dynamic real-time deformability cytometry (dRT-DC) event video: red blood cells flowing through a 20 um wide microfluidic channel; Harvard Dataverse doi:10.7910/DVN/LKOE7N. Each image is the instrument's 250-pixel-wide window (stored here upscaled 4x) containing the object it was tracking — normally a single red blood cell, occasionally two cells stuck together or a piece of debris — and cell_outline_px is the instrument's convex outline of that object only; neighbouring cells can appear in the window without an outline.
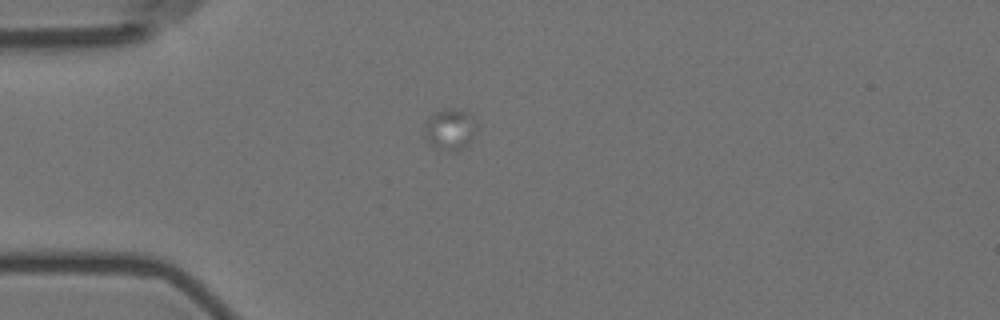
{"species": "Egyptian fruit bat (a non-hibernating species)", "species_latin": "Rousettus aegyptiacus", "temperature_condition": "room temperature", "stored_images_in_passage": 6, "camera_frame_rate_fps": 3000, "um_per_image_px": 0.085, "animal": {"sex": "female"}, "frame": {"image": 1, "passage_image": 2, "time_ms": 1.333, "image_size_px": [1000, 320], "cell_outline_px": [[476, 128], [472, 140], [464, 148], [456, 152], [448, 152], [428, 144], [424, 140], [424, 128], [428, 120], [436, 112], [468, 112], [476, 124]], "centroid_in_image_um": [38.24, 11.12], "position_along_channel_um": 46.8, "area_um2": 12.14}}
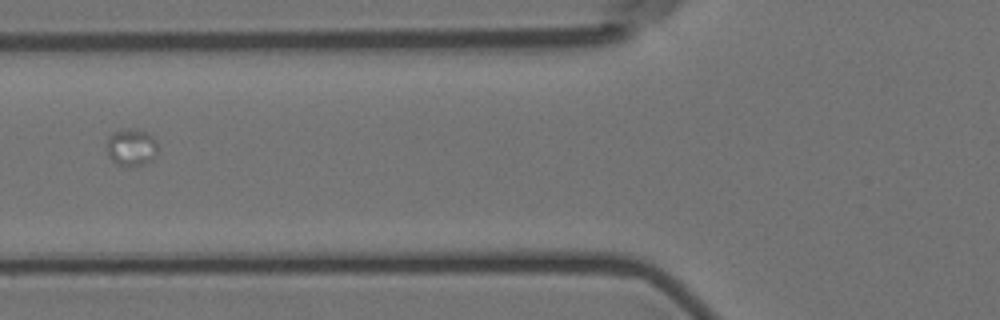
{"frame": {"image": 2, "passage_image": 4, "time_ms": 4.333, "image_size_px": [1000, 320], "cell_outline_px": [[156, 156], [152, 160], [144, 164], [128, 168], [116, 164], [108, 156], [108, 136], [112, 132], [120, 128], [136, 128], [148, 132], [156, 140]], "centroid_in_image_um": [11.16, 12.51], "position_along_channel_um": 114.6, "area_um2": 11.44}}
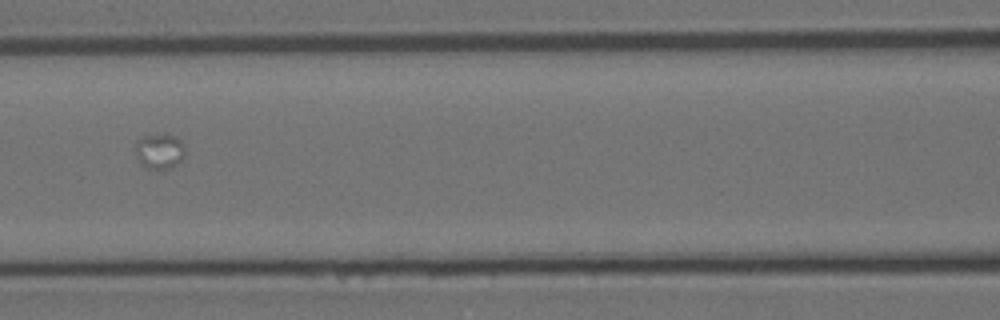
{"frame": {"image": 3, "passage_image": 5, "time_ms": 5.667, "image_size_px": [1000, 320], "cell_outline_px": [[184, 156], [172, 168], [164, 172], [144, 168], [136, 156], [136, 140], [140, 136], [164, 132], [176, 136], [184, 144]], "centroid_in_image_um": [13.55, 12.85], "position_along_channel_um": 153.1, "area_um2": 10.87}}